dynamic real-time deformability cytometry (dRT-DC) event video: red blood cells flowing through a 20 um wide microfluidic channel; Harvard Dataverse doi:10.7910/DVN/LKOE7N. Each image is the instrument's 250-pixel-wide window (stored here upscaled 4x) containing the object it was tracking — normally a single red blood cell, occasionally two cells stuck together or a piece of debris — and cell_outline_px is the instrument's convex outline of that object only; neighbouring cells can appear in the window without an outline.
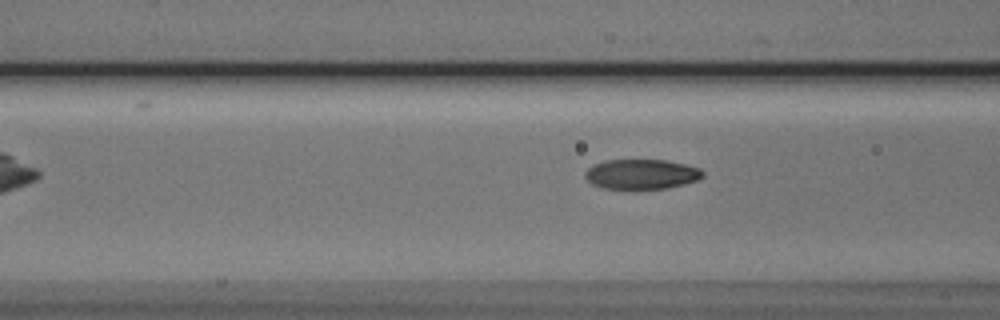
{"species": "Egyptian fruit bat (a non-hibernating species)", "species_latin": "Rousettus aegyptiacus", "temperature_condition": "cold", "stored_images_in_passage": 9, "camera_frame_rate_fps": 3000, "um_per_image_px": 0.085, "animal": {"sex": "male"}, "frame": {"image": 1, "passage_image": 9, "time_ms": 10.333, "image_size_px": [1000, 320], "cell_outline_px": [[704, 176], [696, 180], [684, 184], [668, 188], [632, 192], [604, 188], [592, 184], [584, 176], [584, 172], [592, 164], [604, 160], [664, 160], [684, 164], [700, 168], [704, 172]], "centroid_in_image_um": [54.48, 14.85], "position_along_channel_um": 112.1, "area_um2": 21.33}}